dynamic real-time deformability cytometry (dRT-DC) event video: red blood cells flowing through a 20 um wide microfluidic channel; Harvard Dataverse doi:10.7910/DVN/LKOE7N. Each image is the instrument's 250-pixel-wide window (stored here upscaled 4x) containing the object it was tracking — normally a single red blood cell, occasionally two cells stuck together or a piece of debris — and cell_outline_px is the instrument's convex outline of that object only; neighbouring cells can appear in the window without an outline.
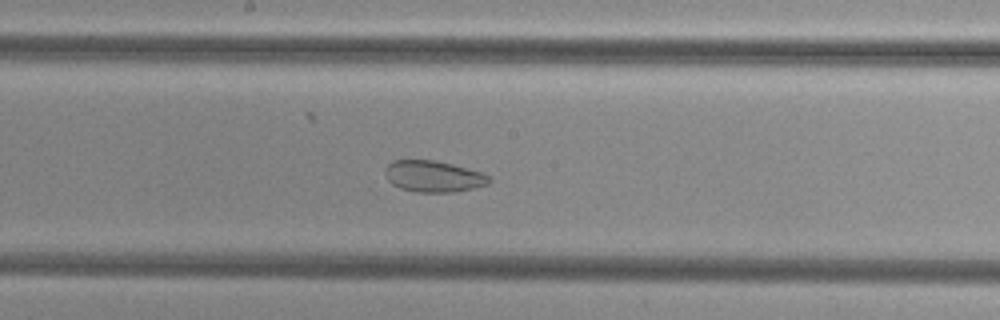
{"species": "common noctule bat (a hibernating species)", "species_latin": "Nyctalus noctula", "temperature_condition": "cold", "stored_images_in_passage": 46, "camera_frame_rate_fps": 3000, "um_per_image_px": 0.085, "animal": {"sex": "female", "body_mass_g": 29.2, "forearm_length_mm": 56.3}, "frame": {"image": 1, "passage_image": 22, "time_ms": 7.0, "image_size_px": [1000, 320], "cell_outline_px": [[492, 180], [488, 184], [472, 188], [452, 192], [416, 192], [400, 188], [392, 184], [388, 180], [384, 172], [384, 168], [392, 160], [436, 160], [452, 164], [480, 172], [488, 176]], "centroid_in_image_um": [36.8, 14.98], "position_along_channel_um": 211.4, "area_um2": 18.96}}
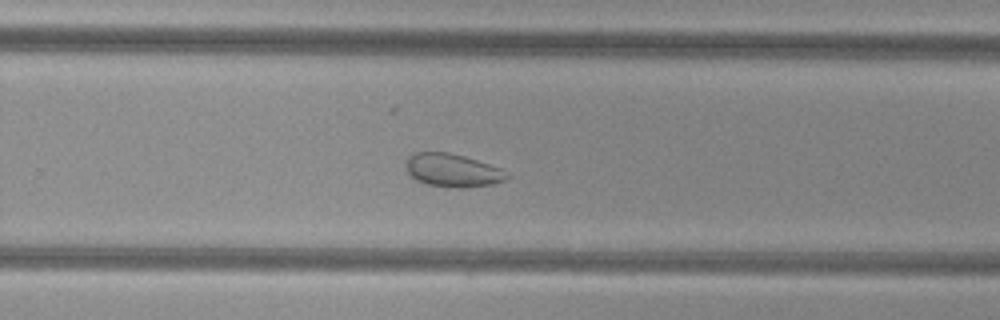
{"frame": {"image": 2, "passage_image": 28, "time_ms": 9.0, "image_size_px": [1000, 320], "cell_outline_px": [[512, 176], [504, 180], [492, 184], [460, 188], [452, 188], [428, 184], [416, 180], [408, 172], [404, 164], [408, 156], [416, 152], [448, 152], [464, 156], [500, 168]], "centroid_in_image_um": [38.45, 14.47], "position_along_channel_um": 291.4, "area_um2": 19.48}}
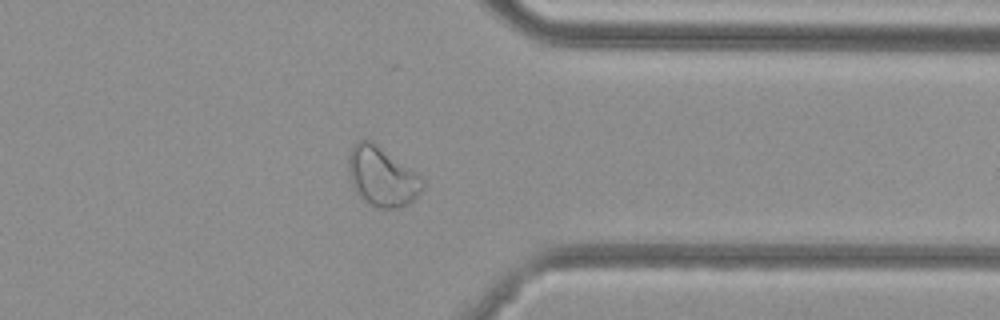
{"frame": {"image": 3, "passage_image": 35, "time_ms": 11.333, "image_size_px": [1000, 320], "cell_outline_px": [[424, 184], [420, 192], [408, 204], [400, 208], [376, 208], [368, 204], [352, 188], [348, 168], [348, 156], [352, 144], [356, 140], [372, 140], [416, 172], [424, 180]], "centroid_in_image_um": [32.44, 14.99], "position_along_channel_um": 379.0, "area_um2": 25.89}}